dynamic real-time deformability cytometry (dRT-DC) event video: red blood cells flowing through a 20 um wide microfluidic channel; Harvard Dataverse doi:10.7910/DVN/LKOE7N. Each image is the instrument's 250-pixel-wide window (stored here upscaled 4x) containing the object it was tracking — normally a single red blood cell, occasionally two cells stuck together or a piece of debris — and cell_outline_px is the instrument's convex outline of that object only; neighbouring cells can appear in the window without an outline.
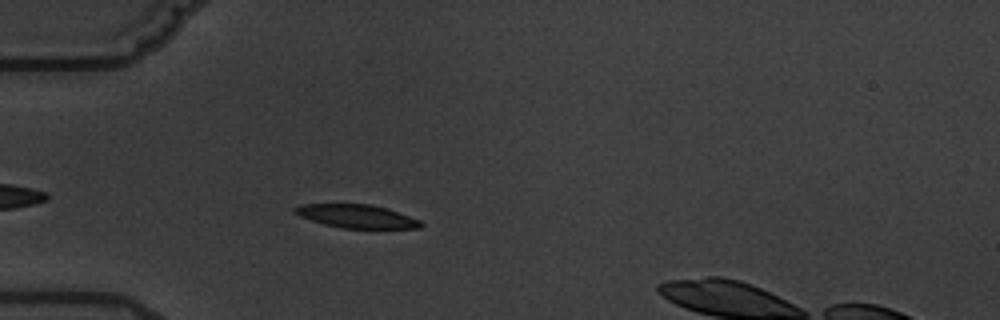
{"species": "common noctule bat (a hibernating species)", "species_latin": "Nyctalus noctula", "temperature_condition": "warm", "stored_images_in_passage": 7, "segment_of_instrument_passage": [1, 2], "camera_frame_rate_fps": 3000, "um_per_image_px": 0.085, "animal": {"sex": "male", "body_mass_g": 19.5, "forearm_length_mm": 54.6}, "frame": {"image": 1, "passage_image": 6, "time_ms": 5.667, "image_size_px": [1000, 320], "cell_outline_px": [[424, 224], [420, 228], [344, 228], [324, 224], [300, 216], [292, 212], [292, 208], [300, 204], [372, 204], [420, 220]], "centroid_in_image_um": [30.27, 18.37], "position_along_channel_um": 54.7, "area_um2": 16.94}}